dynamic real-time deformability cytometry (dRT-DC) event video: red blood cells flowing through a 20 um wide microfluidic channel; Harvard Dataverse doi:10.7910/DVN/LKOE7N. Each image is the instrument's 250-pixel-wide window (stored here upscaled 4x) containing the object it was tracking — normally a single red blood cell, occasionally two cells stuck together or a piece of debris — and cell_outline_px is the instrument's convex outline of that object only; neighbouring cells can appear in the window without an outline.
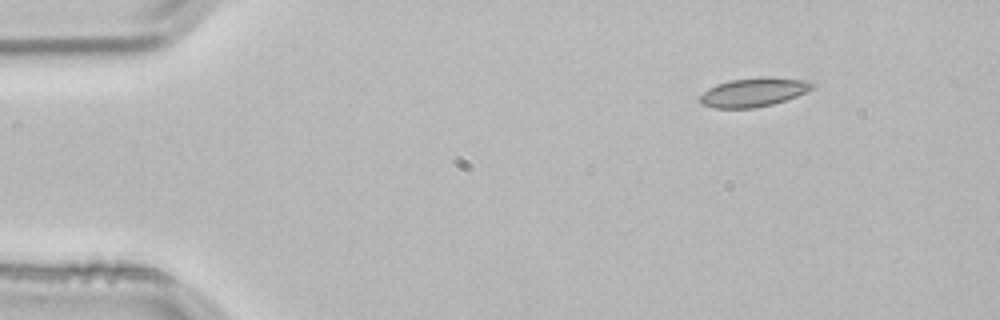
{"species": "common noctule bat (a hibernating species)", "species_latin": "Nyctalus noctula", "temperature_condition": "room temperature", "stored_images_in_passage": 4, "segment_of_instrument_passage": [2, 2], "camera_frame_rate_fps": 3000, "um_per_image_px": 0.085, "animal": {"sex": "male", "body_mass_g": 21.5, "forearm_length_mm": 52.0}, "frame": {"image": 1, "passage_image": 4, "time_ms": 1.0, "image_size_px": [1000, 320], "cell_outline_px": [[816, 88], [796, 96], [772, 104], [756, 108], [712, 108], [700, 104], [696, 100], [708, 88], [716, 84], [728, 80], [764, 76], [768, 76], [812, 80], [816, 84]], "centroid_in_image_um": [64.08, 7.82], "position_along_channel_um": 20.9, "area_um2": 19.48}}